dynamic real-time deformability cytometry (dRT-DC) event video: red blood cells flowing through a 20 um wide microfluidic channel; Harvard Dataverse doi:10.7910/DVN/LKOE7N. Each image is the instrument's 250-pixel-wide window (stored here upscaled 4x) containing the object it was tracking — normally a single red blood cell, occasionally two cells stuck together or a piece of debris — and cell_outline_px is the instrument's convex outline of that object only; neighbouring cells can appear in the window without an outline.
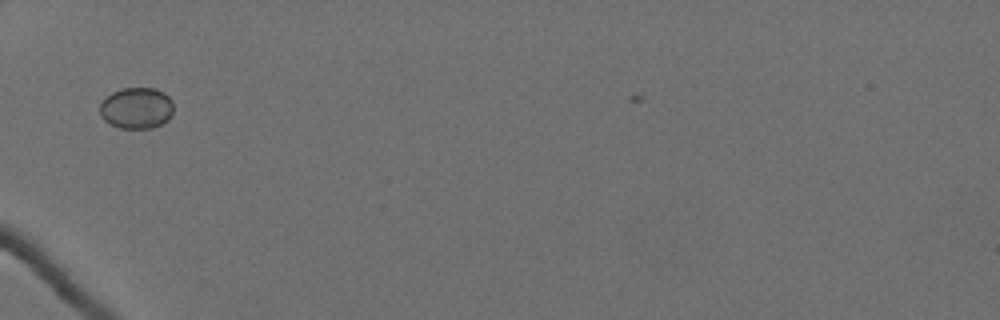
{"species": "Egyptian fruit bat (a non-hibernating species)", "species_latin": "Rousettus aegyptiacus", "temperature_condition": "cold", "stored_images_in_passage": 41, "camera_frame_rate_fps": 3000, "um_per_image_px": 0.085, "animal": {"sex": "female"}, "frame": {"image": 1, "passage_image": 5, "time_ms": 1.333, "image_size_px": [1000, 320], "cell_outline_px": [[172, 116], [168, 120], [152, 128], [120, 128], [104, 120], [100, 116], [100, 104], [112, 92], [120, 88], [156, 88], [164, 92], [172, 100]], "centroid_in_image_um": [11.62, 9.18], "position_along_channel_um": 73.4, "area_um2": 17.74}}
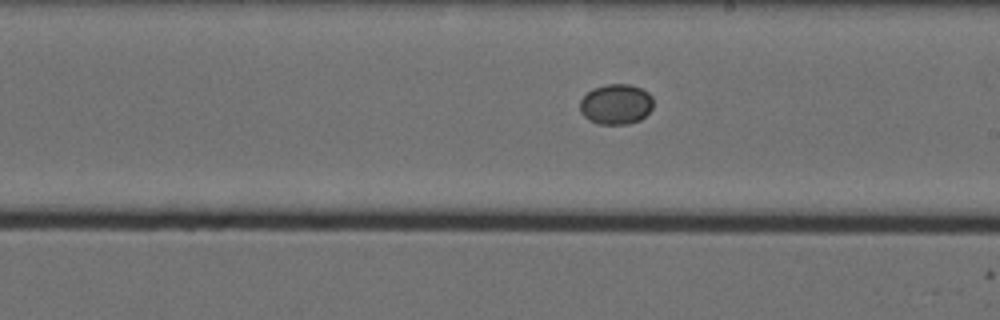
{"frame": {"image": 2, "passage_image": 19, "time_ms": 6.0, "image_size_px": [1000, 320], "cell_outline_px": [[652, 108], [640, 120], [628, 124], [596, 124], [588, 120], [580, 112], [580, 100], [592, 88], [604, 84], [628, 84], [640, 88], [648, 92], [652, 96]], "centroid_in_image_um": [52.33, 8.86], "position_along_channel_um": 236.7, "area_um2": 17.34}}
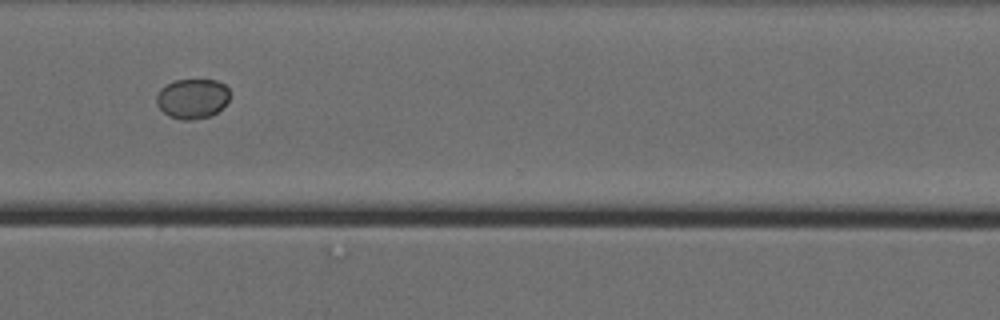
{"frame": {"image": 3, "passage_image": 29, "time_ms": 9.333, "image_size_px": [1000, 320], "cell_outline_px": [[228, 100], [216, 112], [208, 116], [192, 120], [180, 120], [168, 116], [156, 104], [156, 96], [160, 88], [176, 80], [216, 80], [224, 84], [228, 88]], "centroid_in_image_um": [16.31, 8.38], "position_along_channel_um": 354.3, "area_um2": 16.88}}